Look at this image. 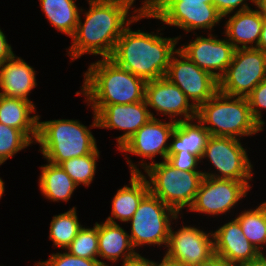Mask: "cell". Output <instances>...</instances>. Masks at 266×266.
<instances>
[{
    "mask_svg": "<svg viewBox=\"0 0 266 266\" xmlns=\"http://www.w3.org/2000/svg\"><path fill=\"white\" fill-rule=\"evenodd\" d=\"M251 114L254 120L262 128L265 122L262 120L261 108L266 109V79L260 82L247 96Z\"/></svg>",
    "mask_w": 266,
    "mask_h": 266,
    "instance_id": "33",
    "label": "cell"
},
{
    "mask_svg": "<svg viewBox=\"0 0 266 266\" xmlns=\"http://www.w3.org/2000/svg\"><path fill=\"white\" fill-rule=\"evenodd\" d=\"M155 266H184L182 263L175 261L173 259L168 258L166 255L161 260V263H156Z\"/></svg>",
    "mask_w": 266,
    "mask_h": 266,
    "instance_id": "41",
    "label": "cell"
},
{
    "mask_svg": "<svg viewBox=\"0 0 266 266\" xmlns=\"http://www.w3.org/2000/svg\"><path fill=\"white\" fill-rule=\"evenodd\" d=\"M134 249L129 234L119 224L98 223V257L115 263L121 257L125 264L139 254Z\"/></svg>",
    "mask_w": 266,
    "mask_h": 266,
    "instance_id": "22",
    "label": "cell"
},
{
    "mask_svg": "<svg viewBox=\"0 0 266 266\" xmlns=\"http://www.w3.org/2000/svg\"><path fill=\"white\" fill-rule=\"evenodd\" d=\"M257 49H260L266 53V18H264L262 24L261 35L257 45Z\"/></svg>",
    "mask_w": 266,
    "mask_h": 266,
    "instance_id": "40",
    "label": "cell"
},
{
    "mask_svg": "<svg viewBox=\"0 0 266 266\" xmlns=\"http://www.w3.org/2000/svg\"><path fill=\"white\" fill-rule=\"evenodd\" d=\"M166 247L165 255L184 266H200L215 254L213 232L194 226H183L175 232L171 227Z\"/></svg>",
    "mask_w": 266,
    "mask_h": 266,
    "instance_id": "14",
    "label": "cell"
},
{
    "mask_svg": "<svg viewBox=\"0 0 266 266\" xmlns=\"http://www.w3.org/2000/svg\"><path fill=\"white\" fill-rule=\"evenodd\" d=\"M146 81L118 66L110 58L90 64L82 91L89 104H129L145 100Z\"/></svg>",
    "mask_w": 266,
    "mask_h": 266,
    "instance_id": "3",
    "label": "cell"
},
{
    "mask_svg": "<svg viewBox=\"0 0 266 266\" xmlns=\"http://www.w3.org/2000/svg\"><path fill=\"white\" fill-rule=\"evenodd\" d=\"M196 118L213 136L240 139L263 130L251 114L247 97L228 96L219 91L197 108Z\"/></svg>",
    "mask_w": 266,
    "mask_h": 266,
    "instance_id": "5",
    "label": "cell"
},
{
    "mask_svg": "<svg viewBox=\"0 0 266 266\" xmlns=\"http://www.w3.org/2000/svg\"><path fill=\"white\" fill-rule=\"evenodd\" d=\"M143 161L141 166L149 176L147 182L151 194L178 214L184 207L189 209L192 206L204 177L202 171L177 170L166 160L149 164Z\"/></svg>",
    "mask_w": 266,
    "mask_h": 266,
    "instance_id": "6",
    "label": "cell"
},
{
    "mask_svg": "<svg viewBox=\"0 0 266 266\" xmlns=\"http://www.w3.org/2000/svg\"><path fill=\"white\" fill-rule=\"evenodd\" d=\"M145 100L148 107L163 113L162 115L168 116L174 122L196 119L197 117V108L190 103L184 92L166 77L146 82ZM178 115L181 119H174Z\"/></svg>",
    "mask_w": 266,
    "mask_h": 266,
    "instance_id": "15",
    "label": "cell"
},
{
    "mask_svg": "<svg viewBox=\"0 0 266 266\" xmlns=\"http://www.w3.org/2000/svg\"><path fill=\"white\" fill-rule=\"evenodd\" d=\"M35 266H109L98 259H86L71 255L69 252L53 253L46 261H41Z\"/></svg>",
    "mask_w": 266,
    "mask_h": 266,
    "instance_id": "32",
    "label": "cell"
},
{
    "mask_svg": "<svg viewBox=\"0 0 266 266\" xmlns=\"http://www.w3.org/2000/svg\"><path fill=\"white\" fill-rule=\"evenodd\" d=\"M92 106V127L119 129L125 133L116 137L118 149L133 136L154 114L148 110L146 100L129 104H88Z\"/></svg>",
    "mask_w": 266,
    "mask_h": 266,
    "instance_id": "11",
    "label": "cell"
},
{
    "mask_svg": "<svg viewBox=\"0 0 266 266\" xmlns=\"http://www.w3.org/2000/svg\"><path fill=\"white\" fill-rule=\"evenodd\" d=\"M82 227L78 220L76 207H73L67 212L53 216L49 239L54 242L55 247L65 250Z\"/></svg>",
    "mask_w": 266,
    "mask_h": 266,
    "instance_id": "28",
    "label": "cell"
},
{
    "mask_svg": "<svg viewBox=\"0 0 266 266\" xmlns=\"http://www.w3.org/2000/svg\"><path fill=\"white\" fill-rule=\"evenodd\" d=\"M4 182L2 181V179L0 178V198L2 197L3 193H4Z\"/></svg>",
    "mask_w": 266,
    "mask_h": 266,
    "instance_id": "45",
    "label": "cell"
},
{
    "mask_svg": "<svg viewBox=\"0 0 266 266\" xmlns=\"http://www.w3.org/2000/svg\"><path fill=\"white\" fill-rule=\"evenodd\" d=\"M172 219H178V213L149 192L129 220L132 225L129 237L133 247L146 244H165L166 247Z\"/></svg>",
    "mask_w": 266,
    "mask_h": 266,
    "instance_id": "7",
    "label": "cell"
},
{
    "mask_svg": "<svg viewBox=\"0 0 266 266\" xmlns=\"http://www.w3.org/2000/svg\"><path fill=\"white\" fill-rule=\"evenodd\" d=\"M200 266H234L233 264L229 263L227 260L219 257L217 255H213L209 260L203 262Z\"/></svg>",
    "mask_w": 266,
    "mask_h": 266,
    "instance_id": "39",
    "label": "cell"
},
{
    "mask_svg": "<svg viewBox=\"0 0 266 266\" xmlns=\"http://www.w3.org/2000/svg\"><path fill=\"white\" fill-rule=\"evenodd\" d=\"M100 1L119 4V5L126 7L128 10L130 8L135 9V7H132L135 0H100Z\"/></svg>",
    "mask_w": 266,
    "mask_h": 266,
    "instance_id": "43",
    "label": "cell"
},
{
    "mask_svg": "<svg viewBox=\"0 0 266 266\" xmlns=\"http://www.w3.org/2000/svg\"><path fill=\"white\" fill-rule=\"evenodd\" d=\"M213 237L215 255L234 266L247 263L260 255L258 249L245 237L236 219L218 228Z\"/></svg>",
    "mask_w": 266,
    "mask_h": 266,
    "instance_id": "18",
    "label": "cell"
},
{
    "mask_svg": "<svg viewBox=\"0 0 266 266\" xmlns=\"http://www.w3.org/2000/svg\"><path fill=\"white\" fill-rule=\"evenodd\" d=\"M254 5L257 6L261 15L266 18V0H254Z\"/></svg>",
    "mask_w": 266,
    "mask_h": 266,
    "instance_id": "44",
    "label": "cell"
},
{
    "mask_svg": "<svg viewBox=\"0 0 266 266\" xmlns=\"http://www.w3.org/2000/svg\"><path fill=\"white\" fill-rule=\"evenodd\" d=\"M165 77L177 85L196 108L218 92V80L179 49L172 55Z\"/></svg>",
    "mask_w": 266,
    "mask_h": 266,
    "instance_id": "10",
    "label": "cell"
},
{
    "mask_svg": "<svg viewBox=\"0 0 266 266\" xmlns=\"http://www.w3.org/2000/svg\"><path fill=\"white\" fill-rule=\"evenodd\" d=\"M166 161L177 170L199 171L197 170V165L201 162V159L194 154L182 153V151H180L176 154H167Z\"/></svg>",
    "mask_w": 266,
    "mask_h": 266,
    "instance_id": "34",
    "label": "cell"
},
{
    "mask_svg": "<svg viewBox=\"0 0 266 266\" xmlns=\"http://www.w3.org/2000/svg\"><path fill=\"white\" fill-rule=\"evenodd\" d=\"M37 138L43 157L47 162L59 165L61 162L94 153L96 139L89 128L78 120L58 119L39 121Z\"/></svg>",
    "mask_w": 266,
    "mask_h": 266,
    "instance_id": "4",
    "label": "cell"
},
{
    "mask_svg": "<svg viewBox=\"0 0 266 266\" xmlns=\"http://www.w3.org/2000/svg\"><path fill=\"white\" fill-rule=\"evenodd\" d=\"M42 11L53 27L72 37L83 11L76 6L75 0H39ZM80 11V13H79Z\"/></svg>",
    "mask_w": 266,
    "mask_h": 266,
    "instance_id": "26",
    "label": "cell"
},
{
    "mask_svg": "<svg viewBox=\"0 0 266 266\" xmlns=\"http://www.w3.org/2000/svg\"><path fill=\"white\" fill-rule=\"evenodd\" d=\"M65 251H68L71 255L77 257L97 259L98 222L95 223L93 228L82 227Z\"/></svg>",
    "mask_w": 266,
    "mask_h": 266,
    "instance_id": "30",
    "label": "cell"
},
{
    "mask_svg": "<svg viewBox=\"0 0 266 266\" xmlns=\"http://www.w3.org/2000/svg\"><path fill=\"white\" fill-rule=\"evenodd\" d=\"M87 1L89 10L84 13L85 21L82 23L79 16L76 30L71 37L73 42L68 55L73 61L86 53L110 58L124 29L142 19L135 14L129 16L130 10L119 4L100 0Z\"/></svg>",
    "mask_w": 266,
    "mask_h": 266,
    "instance_id": "1",
    "label": "cell"
},
{
    "mask_svg": "<svg viewBox=\"0 0 266 266\" xmlns=\"http://www.w3.org/2000/svg\"><path fill=\"white\" fill-rule=\"evenodd\" d=\"M239 266H266V260L261 255H259L257 258L252 259L251 261Z\"/></svg>",
    "mask_w": 266,
    "mask_h": 266,
    "instance_id": "42",
    "label": "cell"
},
{
    "mask_svg": "<svg viewBox=\"0 0 266 266\" xmlns=\"http://www.w3.org/2000/svg\"><path fill=\"white\" fill-rule=\"evenodd\" d=\"M177 122H163L151 118L133 136H131L118 150L154 160L159 154L163 160L167 159L170 144L168 139L174 132Z\"/></svg>",
    "mask_w": 266,
    "mask_h": 266,
    "instance_id": "17",
    "label": "cell"
},
{
    "mask_svg": "<svg viewBox=\"0 0 266 266\" xmlns=\"http://www.w3.org/2000/svg\"><path fill=\"white\" fill-rule=\"evenodd\" d=\"M194 120L198 122L196 124L191 123ZM209 137L210 133L197 118L179 121L171 135L173 141L169 143L168 154H176L182 151V153L194 154L202 160Z\"/></svg>",
    "mask_w": 266,
    "mask_h": 266,
    "instance_id": "24",
    "label": "cell"
},
{
    "mask_svg": "<svg viewBox=\"0 0 266 266\" xmlns=\"http://www.w3.org/2000/svg\"><path fill=\"white\" fill-rule=\"evenodd\" d=\"M263 21L264 17L257 9L236 11L226 21L224 34L235 49L257 48ZM253 43H255L254 46L251 45Z\"/></svg>",
    "mask_w": 266,
    "mask_h": 266,
    "instance_id": "21",
    "label": "cell"
},
{
    "mask_svg": "<svg viewBox=\"0 0 266 266\" xmlns=\"http://www.w3.org/2000/svg\"><path fill=\"white\" fill-rule=\"evenodd\" d=\"M179 37L164 38L156 34L132 31L130 24L117 40L110 59L135 76L150 80L165 77Z\"/></svg>",
    "mask_w": 266,
    "mask_h": 266,
    "instance_id": "2",
    "label": "cell"
},
{
    "mask_svg": "<svg viewBox=\"0 0 266 266\" xmlns=\"http://www.w3.org/2000/svg\"><path fill=\"white\" fill-rule=\"evenodd\" d=\"M33 141L22 131L0 123V165Z\"/></svg>",
    "mask_w": 266,
    "mask_h": 266,
    "instance_id": "31",
    "label": "cell"
},
{
    "mask_svg": "<svg viewBox=\"0 0 266 266\" xmlns=\"http://www.w3.org/2000/svg\"><path fill=\"white\" fill-rule=\"evenodd\" d=\"M14 55L11 45L8 44L6 36L0 29V65Z\"/></svg>",
    "mask_w": 266,
    "mask_h": 266,
    "instance_id": "37",
    "label": "cell"
},
{
    "mask_svg": "<svg viewBox=\"0 0 266 266\" xmlns=\"http://www.w3.org/2000/svg\"><path fill=\"white\" fill-rule=\"evenodd\" d=\"M248 182L204 176L189 211L213 216L224 214L246 197L251 187Z\"/></svg>",
    "mask_w": 266,
    "mask_h": 266,
    "instance_id": "12",
    "label": "cell"
},
{
    "mask_svg": "<svg viewBox=\"0 0 266 266\" xmlns=\"http://www.w3.org/2000/svg\"><path fill=\"white\" fill-rule=\"evenodd\" d=\"M99 158V150L82 157L71 158L61 162L59 165L79 186H89L96 173V161Z\"/></svg>",
    "mask_w": 266,
    "mask_h": 266,
    "instance_id": "29",
    "label": "cell"
},
{
    "mask_svg": "<svg viewBox=\"0 0 266 266\" xmlns=\"http://www.w3.org/2000/svg\"><path fill=\"white\" fill-rule=\"evenodd\" d=\"M36 85V71L15 54L0 65L1 95L32 103L28 95Z\"/></svg>",
    "mask_w": 266,
    "mask_h": 266,
    "instance_id": "20",
    "label": "cell"
},
{
    "mask_svg": "<svg viewBox=\"0 0 266 266\" xmlns=\"http://www.w3.org/2000/svg\"><path fill=\"white\" fill-rule=\"evenodd\" d=\"M159 6L154 17L170 26H176L186 32L196 29L212 28L223 16L213 4L183 3V1H158Z\"/></svg>",
    "mask_w": 266,
    "mask_h": 266,
    "instance_id": "13",
    "label": "cell"
},
{
    "mask_svg": "<svg viewBox=\"0 0 266 266\" xmlns=\"http://www.w3.org/2000/svg\"><path fill=\"white\" fill-rule=\"evenodd\" d=\"M158 1H183V3H207L213 4V0H144L143 6L139 9H135L133 12L136 13V17L152 18L155 16L159 2Z\"/></svg>",
    "mask_w": 266,
    "mask_h": 266,
    "instance_id": "35",
    "label": "cell"
},
{
    "mask_svg": "<svg viewBox=\"0 0 266 266\" xmlns=\"http://www.w3.org/2000/svg\"><path fill=\"white\" fill-rule=\"evenodd\" d=\"M260 255L266 260V255H264L263 252H260Z\"/></svg>",
    "mask_w": 266,
    "mask_h": 266,
    "instance_id": "46",
    "label": "cell"
},
{
    "mask_svg": "<svg viewBox=\"0 0 266 266\" xmlns=\"http://www.w3.org/2000/svg\"><path fill=\"white\" fill-rule=\"evenodd\" d=\"M127 163L130 167V186L117 190L112 200L111 216L106 221L116 224L115 219L128 222L139 207L141 200L149 193L147 176L143 175L137 165L133 164L129 158Z\"/></svg>",
    "mask_w": 266,
    "mask_h": 266,
    "instance_id": "19",
    "label": "cell"
},
{
    "mask_svg": "<svg viewBox=\"0 0 266 266\" xmlns=\"http://www.w3.org/2000/svg\"><path fill=\"white\" fill-rule=\"evenodd\" d=\"M251 244L259 252L264 249L266 244V202L260 204L256 209L245 210L235 218Z\"/></svg>",
    "mask_w": 266,
    "mask_h": 266,
    "instance_id": "27",
    "label": "cell"
},
{
    "mask_svg": "<svg viewBox=\"0 0 266 266\" xmlns=\"http://www.w3.org/2000/svg\"><path fill=\"white\" fill-rule=\"evenodd\" d=\"M34 112H36L35 105L30 101L0 96V123L24 132L36 142L38 115L30 116Z\"/></svg>",
    "mask_w": 266,
    "mask_h": 266,
    "instance_id": "23",
    "label": "cell"
},
{
    "mask_svg": "<svg viewBox=\"0 0 266 266\" xmlns=\"http://www.w3.org/2000/svg\"><path fill=\"white\" fill-rule=\"evenodd\" d=\"M265 79L266 53L257 48L235 49L231 63L218 80V91L247 97Z\"/></svg>",
    "mask_w": 266,
    "mask_h": 266,
    "instance_id": "8",
    "label": "cell"
},
{
    "mask_svg": "<svg viewBox=\"0 0 266 266\" xmlns=\"http://www.w3.org/2000/svg\"><path fill=\"white\" fill-rule=\"evenodd\" d=\"M208 35L207 38L198 36L178 49L199 68L219 80L231 63L235 48L227 38L222 40L217 39L213 34Z\"/></svg>",
    "mask_w": 266,
    "mask_h": 266,
    "instance_id": "16",
    "label": "cell"
},
{
    "mask_svg": "<svg viewBox=\"0 0 266 266\" xmlns=\"http://www.w3.org/2000/svg\"><path fill=\"white\" fill-rule=\"evenodd\" d=\"M250 1L254 3V0ZM213 5L223 17H226L228 14L234 12V10L238 6L239 9L237 11H245L251 9L248 6L246 0H213Z\"/></svg>",
    "mask_w": 266,
    "mask_h": 266,
    "instance_id": "36",
    "label": "cell"
},
{
    "mask_svg": "<svg viewBox=\"0 0 266 266\" xmlns=\"http://www.w3.org/2000/svg\"><path fill=\"white\" fill-rule=\"evenodd\" d=\"M208 157L216 173L203 172L205 177L249 181L252 179V165L240 139L210 135L202 159Z\"/></svg>",
    "mask_w": 266,
    "mask_h": 266,
    "instance_id": "9",
    "label": "cell"
},
{
    "mask_svg": "<svg viewBox=\"0 0 266 266\" xmlns=\"http://www.w3.org/2000/svg\"><path fill=\"white\" fill-rule=\"evenodd\" d=\"M40 168L39 188L42 195L53 202H68L78 185L60 165L48 162Z\"/></svg>",
    "mask_w": 266,
    "mask_h": 266,
    "instance_id": "25",
    "label": "cell"
},
{
    "mask_svg": "<svg viewBox=\"0 0 266 266\" xmlns=\"http://www.w3.org/2000/svg\"><path fill=\"white\" fill-rule=\"evenodd\" d=\"M123 266H155L154 261H150L145 257H142L140 254L135 256L134 258L128 260Z\"/></svg>",
    "mask_w": 266,
    "mask_h": 266,
    "instance_id": "38",
    "label": "cell"
}]
</instances>
